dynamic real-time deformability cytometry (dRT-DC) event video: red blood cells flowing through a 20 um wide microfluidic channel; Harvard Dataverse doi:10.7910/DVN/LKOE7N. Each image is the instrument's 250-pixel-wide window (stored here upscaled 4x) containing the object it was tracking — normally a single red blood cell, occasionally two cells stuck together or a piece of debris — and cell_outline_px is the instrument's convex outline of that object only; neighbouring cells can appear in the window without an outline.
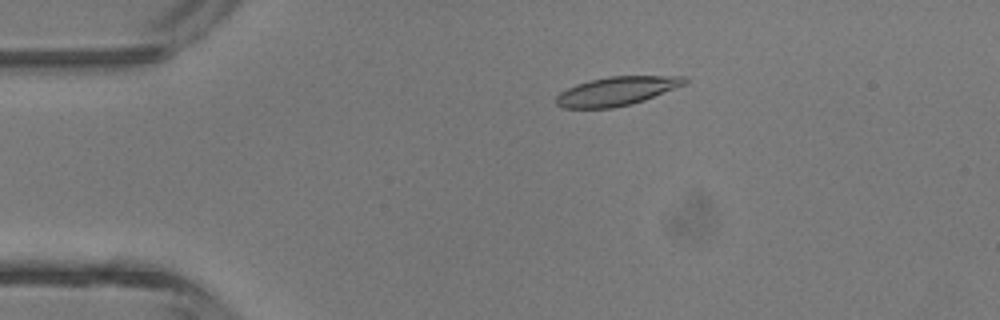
{"species": "common noctule bat (a hibernating species)", "species_latin": "Nyctalus noctula", "temperature_condition": "room temperature", "stored_images_in_passage": 4, "camera_frame_rate_fps": 3000, "um_per_image_px": 0.085, "animal": {"sex": "male", "body_mass_g": 13.3}, "frame": {"image": 1, "passage_image": 3, "time_ms": 2.333, "image_size_px": [1000, 320], "cell_outline_px": [[688, 80], [684, 84], [644, 100], [632, 104], [612, 108], [564, 108], [556, 104], [556, 96], [560, 92], [576, 84], [588, 80], [608, 76], [684, 76]], "centroid_in_image_um": [52.37, 7.74], "position_along_channel_um": 32.6, "area_um2": 21.44}}
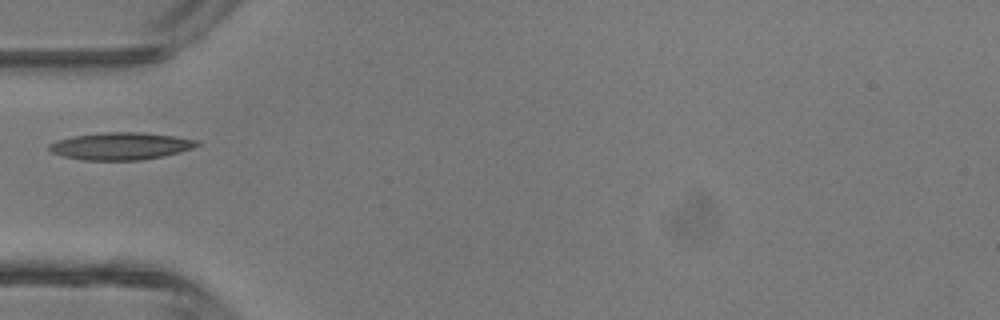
{"frame": {"image": 2, "passage_image": 4, "time_ms": 4.333, "image_size_px": [1000, 320], "cell_outline_px": [[200, 144], [192, 148], [180, 152], [164, 156], [140, 160], [84, 160], [64, 156], [52, 152], [48, 148], [48, 144], [56, 140], [72, 136], [104, 132], [140, 132], [172, 136], [200, 140]], "centroid_in_image_um": [10.26, 12.41], "position_along_channel_um": 74.7, "area_um2": 23.52}}